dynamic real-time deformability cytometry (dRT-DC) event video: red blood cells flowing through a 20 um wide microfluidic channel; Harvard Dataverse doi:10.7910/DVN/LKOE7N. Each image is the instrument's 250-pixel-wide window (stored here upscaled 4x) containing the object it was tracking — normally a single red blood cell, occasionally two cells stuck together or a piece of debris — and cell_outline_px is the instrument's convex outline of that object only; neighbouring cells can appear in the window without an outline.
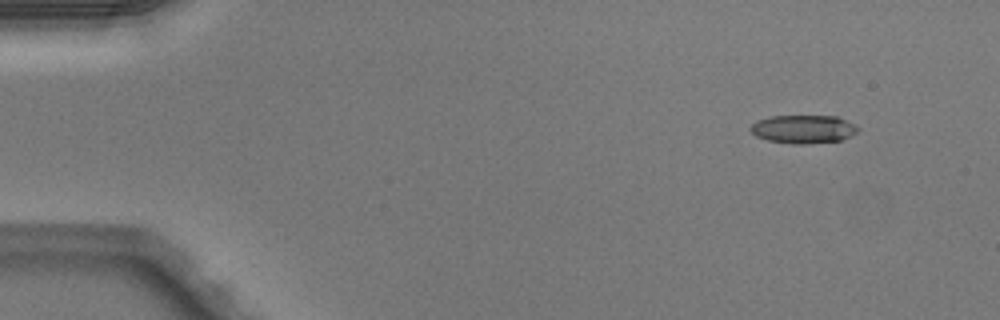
{"species": "Egyptian fruit bat (a non-hibernating species)", "species_latin": "Rousettus aegyptiacus", "temperature_condition": "warm", "stored_images_in_passage": 46, "camera_frame_rate_fps": 3000, "um_per_image_px": 0.085, "animal": {"sex": "male"}, "frame": {"image": 1, "passage_image": 1, "time_ms": 0.0, "image_size_px": [1000, 320], "cell_outline_px": [[860, 128], [856, 132], [840, 140], [800, 144], [792, 144], [768, 140], [756, 136], [748, 128], [756, 120], [772, 116], [836, 116]], "centroid_in_image_um": [68.22, 10.97], "position_along_channel_um": 16.8, "area_um2": 17.46}}
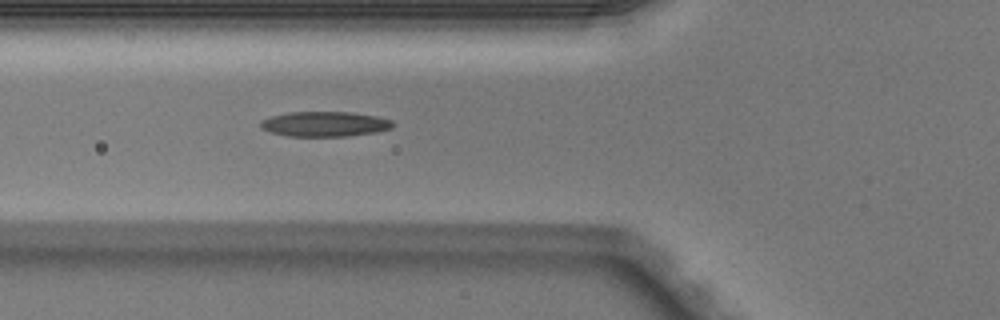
{"frame": {"image": 2, "passage_image": 15, "time_ms": 4.667, "image_size_px": [1000, 320], "cell_outline_px": [[396, 124], [392, 128], [376, 132], [348, 136], [288, 136], [272, 132], [260, 128], [260, 120], [272, 116], [288, 112], [352, 112], [376, 116], [392, 120]], "centroid_in_image_um": [27.63, 10.54], "position_along_channel_um": 98.2, "area_um2": 19.36}}
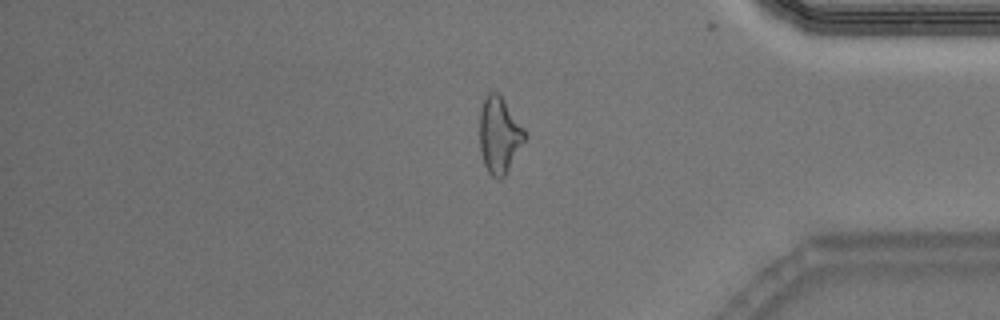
{"frame": {"image": 3, "passage_image": 38, "time_ms": 12.333, "image_size_px": [1000, 320], "cell_outline_px": [[528, 136], [504, 176], [500, 180], [492, 176], [488, 172], [484, 164], [480, 148], [480, 112], [484, 100], [488, 92], [492, 88], [504, 100], [524, 128]], "centroid_in_image_um": [42.45, 11.48], "position_along_channel_um": 392.8, "area_um2": 20.0}, "authors_computed_cell_mechanics": {"area_um2": 18.8717, "velocity_mm_per_s": 4.1082, "shape_relaxation_time_tau1_ms": null, "shape_relaxation_time_tau2_ms": 3.1913, "deformation_change_tau1": null, "deformation_change_tau2": 0.1326}}